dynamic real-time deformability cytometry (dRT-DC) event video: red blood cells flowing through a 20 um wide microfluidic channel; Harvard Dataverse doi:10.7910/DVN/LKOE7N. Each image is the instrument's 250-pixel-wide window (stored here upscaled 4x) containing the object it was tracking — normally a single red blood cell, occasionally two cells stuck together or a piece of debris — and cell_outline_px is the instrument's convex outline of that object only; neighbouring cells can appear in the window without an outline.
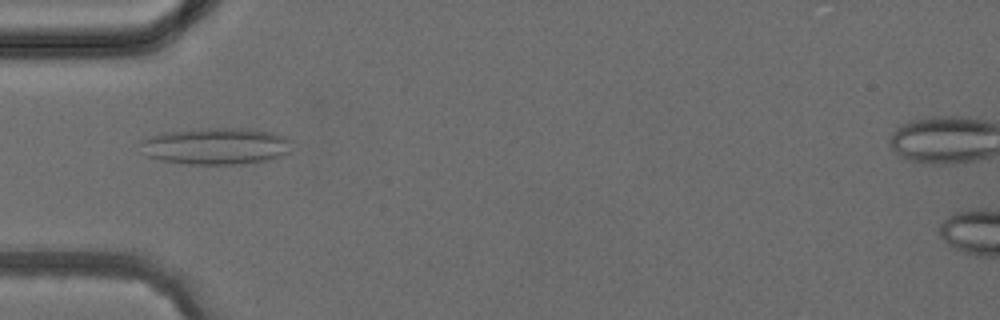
{"species": "common noctule bat (a hibernating species)", "species_latin": "Nyctalus noctula", "temperature_condition": "cold", "stored_images_in_passage": 5, "camera_frame_rate_fps": 3000, "um_per_image_px": 0.085, "animal": {"sex": "female", "body_mass_g": 24.6, "forearm_length_mm": 56.2}, "frame": {"image": 1, "passage_image": 4, "time_ms": 3.333, "image_size_px": [1000, 320], "cell_outline_px": [[292, 152], [284, 156], [268, 160], [244, 164], [188, 164], [160, 160], [148, 156], [140, 152], [140, 140], [148, 136], [160, 132], [204, 128], [252, 128], [272, 132], [284, 136], [292, 140]], "centroid_in_image_um": [18.38, 12.41], "position_along_channel_um": 66.6, "area_um2": 33.29}}